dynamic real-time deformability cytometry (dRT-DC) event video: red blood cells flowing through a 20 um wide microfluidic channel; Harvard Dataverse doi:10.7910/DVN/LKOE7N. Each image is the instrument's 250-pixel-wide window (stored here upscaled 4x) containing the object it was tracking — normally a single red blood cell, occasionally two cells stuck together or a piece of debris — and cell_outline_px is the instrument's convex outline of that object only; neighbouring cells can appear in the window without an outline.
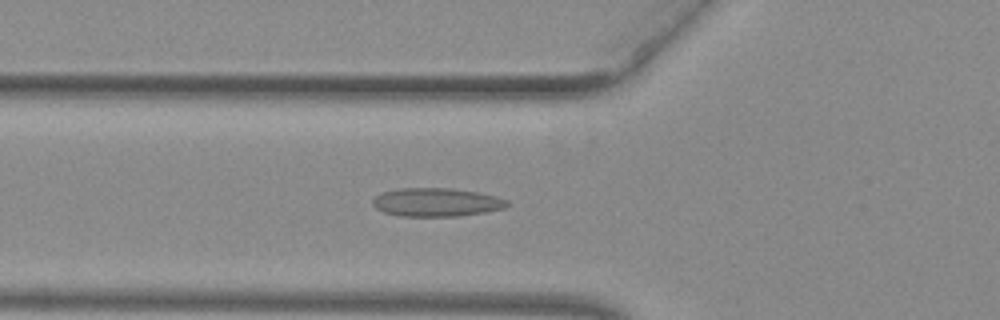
{"species": "common noctule bat (a hibernating species)", "species_latin": "Nyctalus noctula", "temperature_condition": "warm", "stored_images_in_passage": 53, "camera_frame_rate_fps": 3000, "um_per_image_px": 0.085, "animal": {"sex": "female", "body_mass_g": 29.2, "forearm_length_mm": 56.3}, "frame": {"image": 1, "passage_image": 20, "time_ms": 6.333, "image_size_px": [1000, 320], "cell_outline_px": [[512, 204], [504, 208], [484, 212], [456, 216], [400, 216], [384, 212], [376, 208], [372, 204], [372, 200], [380, 192], [400, 188], [452, 188], [476, 192], [496, 196], [508, 200]], "centroid_in_image_um": [37.09, 17.18], "position_along_channel_um": 88.7, "area_um2": 22.37}}
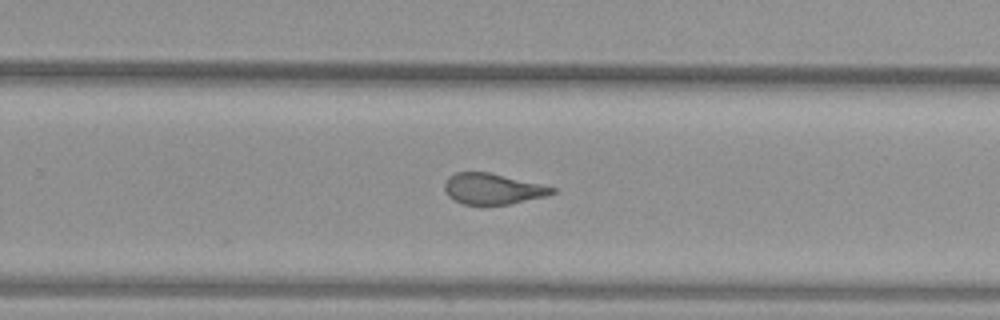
{"frame": {"image": 2, "passage_image": 35, "time_ms": 11.333, "image_size_px": [1000, 320], "cell_outline_px": [[556, 192], [548, 196], [508, 204], [464, 204], [448, 196], [444, 188], [444, 184], [448, 176], [456, 172], [488, 172], [540, 184], [556, 188]], "centroid_in_image_um": [41.87, 16.05], "position_along_channel_um": 287.9, "area_um2": 19.13}}
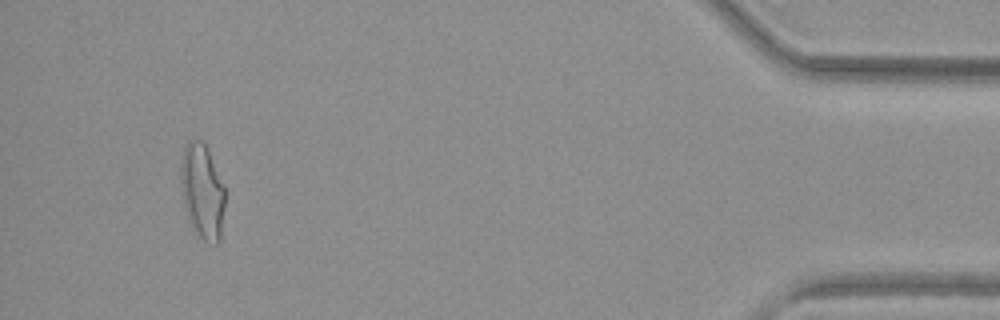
{"frame": {"image": 3, "passage_image": 50, "time_ms": 16.333, "image_size_px": [1000, 320], "cell_outline_px": [[224, 208], [220, 240], [216, 244], [208, 244], [196, 236], [192, 228], [184, 204], [180, 180], [180, 164], [184, 148], [188, 140], [200, 140], [208, 148], [224, 188]], "centroid_in_image_um": [17.18, 16.3], "position_along_channel_um": 418.0, "area_um2": 24.57}, "authors_computed_cell_mechanics": {"area_um2": 21.386, "velocity_mm_per_s": 3.9756, "shape_relaxation_time_tau1_ms": 10.0435, "shape_relaxation_time_tau2_ms": 1.2395, "deformation_change_tau1": 0.2883, "deformation_change_tau2": 0.1053}}